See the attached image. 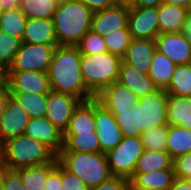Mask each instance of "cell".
I'll return each mask as SVG.
<instances>
[{
	"label": "cell",
	"instance_id": "14",
	"mask_svg": "<svg viewBox=\"0 0 191 190\" xmlns=\"http://www.w3.org/2000/svg\"><path fill=\"white\" fill-rule=\"evenodd\" d=\"M29 119L26 110L10 96L0 119V143L23 135Z\"/></svg>",
	"mask_w": 191,
	"mask_h": 190
},
{
	"label": "cell",
	"instance_id": "17",
	"mask_svg": "<svg viewBox=\"0 0 191 190\" xmlns=\"http://www.w3.org/2000/svg\"><path fill=\"white\" fill-rule=\"evenodd\" d=\"M24 135L44 143L56 154L63 148V132L52 125L46 117L30 118Z\"/></svg>",
	"mask_w": 191,
	"mask_h": 190
},
{
	"label": "cell",
	"instance_id": "29",
	"mask_svg": "<svg viewBox=\"0 0 191 190\" xmlns=\"http://www.w3.org/2000/svg\"><path fill=\"white\" fill-rule=\"evenodd\" d=\"M55 167V163L36 166H26L16 169L25 190H44L48 173Z\"/></svg>",
	"mask_w": 191,
	"mask_h": 190
},
{
	"label": "cell",
	"instance_id": "41",
	"mask_svg": "<svg viewBox=\"0 0 191 190\" xmlns=\"http://www.w3.org/2000/svg\"><path fill=\"white\" fill-rule=\"evenodd\" d=\"M130 180L120 176H111L96 187L89 190H128Z\"/></svg>",
	"mask_w": 191,
	"mask_h": 190
},
{
	"label": "cell",
	"instance_id": "51",
	"mask_svg": "<svg viewBox=\"0 0 191 190\" xmlns=\"http://www.w3.org/2000/svg\"><path fill=\"white\" fill-rule=\"evenodd\" d=\"M114 5H126L129 6L132 0H112Z\"/></svg>",
	"mask_w": 191,
	"mask_h": 190
},
{
	"label": "cell",
	"instance_id": "36",
	"mask_svg": "<svg viewBox=\"0 0 191 190\" xmlns=\"http://www.w3.org/2000/svg\"><path fill=\"white\" fill-rule=\"evenodd\" d=\"M103 38L108 52L121 58L124 56L132 40L129 29H120L116 32H111Z\"/></svg>",
	"mask_w": 191,
	"mask_h": 190
},
{
	"label": "cell",
	"instance_id": "47",
	"mask_svg": "<svg viewBox=\"0 0 191 190\" xmlns=\"http://www.w3.org/2000/svg\"><path fill=\"white\" fill-rule=\"evenodd\" d=\"M182 33L191 42V11H188Z\"/></svg>",
	"mask_w": 191,
	"mask_h": 190
},
{
	"label": "cell",
	"instance_id": "38",
	"mask_svg": "<svg viewBox=\"0 0 191 190\" xmlns=\"http://www.w3.org/2000/svg\"><path fill=\"white\" fill-rule=\"evenodd\" d=\"M0 181L3 190H25L20 174L16 169L0 166Z\"/></svg>",
	"mask_w": 191,
	"mask_h": 190
},
{
	"label": "cell",
	"instance_id": "6",
	"mask_svg": "<svg viewBox=\"0 0 191 190\" xmlns=\"http://www.w3.org/2000/svg\"><path fill=\"white\" fill-rule=\"evenodd\" d=\"M57 161L68 171L76 174L91 189L112 174L104 153L59 152Z\"/></svg>",
	"mask_w": 191,
	"mask_h": 190
},
{
	"label": "cell",
	"instance_id": "32",
	"mask_svg": "<svg viewBox=\"0 0 191 190\" xmlns=\"http://www.w3.org/2000/svg\"><path fill=\"white\" fill-rule=\"evenodd\" d=\"M61 0H21L20 10L28 19H53Z\"/></svg>",
	"mask_w": 191,
	"mask_h": 190
},
{
	"label": "cell",
	"instance_id": "52",
	"mask_svg": "<svg viewBox=\"0 0 191 190\" xmlns=\"http://www.w3.org/2000/svg\"><path fill=\"white\" fill-rule=\"evenodd\" d=\"M128 190H160L154 188H136L131 182L129 183Z\"/></svg>",
	"mask_w": 191,
	"mask_h": 190
},
{
	"label": "cell",
	"instance_id": "11",
	"mask_svg": "<svg viewBox=\"0 0 191 190\" xmlns=\"http://www.w3.org/2000/svg\"><path fill=\"white\" fill-rule=\"evenodd\" d=\"M9 92L48 94L51 91L48 74L39 71H7Z\"/></svg>",
	"mask_w": 191,
	"mask_h": 190
},
{
	"label": "cell",
	"instance_id": "26",
	"mask_svg": "<svg viewBox=\"0 0 191 190\" xmlns=\"http://www.w3.org/2000/svg\"><path fill=\"white\" fill-rule=\"evenodd\" d=\"M176 64L156 50L150 63L148 76L158 88L165 89L171 81Z\"/></svg>",
	"mask_w": 191,
	"mask_h": 190
},
{
	"label": "cell",
	"instance_id": "35",
	"mask_svg": "<svg viewBox=\"0 0 191 190\" xmlns=\"http://www.w3.org/2000/svg\"><path fill=\"white\" fill-rule=\"evenodd\" d=\"M22 45V39L0 30V65L6 70Z\"/></svg>",
	"mask_w": 191,
	"mask_h": 190
},
{
	"label": "cell",
	"instance_id": "19",
	"mask_svg": "<svg viewBox=\"0 0 191 190\" xmlns=\"http://www.w3.org/2000/svg\"><path fill=\"white\" fill-rule=\"evenodd\" d=\"M118 82L129 88L138 98L153 93L158 89L148 74L141 73L124 62L120 66Z\"/></svg>",
	"mask_w": 191,
	"mask_h": 190
},
{
	"label": "cell",
	"instance_id": "24",
	"mask_svg": "<svg viewBox=\"0 0 191 190\" xmlns=\"http://www.w3.org/2000/svg\"><path fill=\"white\" fill-rule=\"evenodd\" d=\"M175 178L174 169H163L149 173H133L130 182L136 188L168 190Z\"/></svg>",
	"mask_w": 191,
	"mask_h": 190
},
{
	"label": "cell",
	"instance_id": "48",
	"mask_svg": "<svg viewBox=\"0 0 191 190\" xmlns=\"http://www.w3.org/2000/svg\"><path fill=\"white\" fill-rule=\"evenodd\" d=\"M4 10L20 8L21 0H1Z\"/></svg>",
	"mask_w": 191,
	"mask_h": 190
},
{
	"label": "cell",
	"instance_id": "37",
	"mask_svg": "<svg viewBox=\"0 0 191 190\" xmlns=\"http://www.w3.org/2000/svg\"><path fill=\"white\" fill-rule=\"evenodd\" d=\"M80 54H100L107 52L104 38L98 33L89 30L76 45Z\"/></svg>",
	"mask_w": 191,
	"mask_h": 190
},
{
	"label": "cell",
	"instance_id": "30",
	"mask_svg": "<svg viewBox=\"0 0 191 190\" xmlns=\"http://www.w3.org/2000/svg\"><path fill=\"white\" fill-rule=\"evenodd\" d=\"M164 90L168 95L191 97V63L176 65L171 81Z\"/></svg>",
	"mask_w": 191,
	"mask_h": 190
},
{
	"label": "cell",
	"instance_id": "50",
	"mask_svg": "<svg viewBox=\"0 0 191 190\" xmlns=\"http://www.w3.org/2000/svg\"><path fill=\"white\" fill-rule=\"evenodd\" d=\"M163 3L189 8L191 0H163Z\"/></svg>",
	"mask_w": 191,
	"mask_h": 190
},
{
	"label": "cell",
	"instance_id": "21",
	"mask_svg": "<svg viewBox=\"0 0 191 190\" xmlns=\"http://www.w3.org/2000/svg\"><path fill=\"white\" fill-rule=\"evenodd\" d=\"M188 8L162 3L158 6L159 34L182 32Z\"/></svg>",
	"mask_w": 191,
	"mask_h": 190
},
{
	"label": "cell",
	"instance_id": "7",
	"mask_svg": "<svg viewBox=\"0 0 191 190\" xmlns=\"http://www.w3.org/2000/svg\"><path fill=\"white\" fill-rule=\"evenodd\" d=\"M143 151L140 137H123L114 149L105 154L112 176L130 180Z\"/></svg>",
	"mask_w": 191,
	"mask_h": 190
},
{
	"label": "cell",
	"instance_id": "4",
	"mask_svg": "<svg viewBox=\"0 0 191 190\" xmlns=\"http://www.w3.org/2000/svg\"><path fill=\"white\" fill-rule=\"evenodd\" d=\"M56 161L57 154L50 147L24 134L2 143L0 164L2 167L18 169Z\"/></svg>",
	"mask_w": 191,
	"mask_h": 190
},
{
	"label": "cell",
	"instance_id": "16",
	"mask_svg": "<svg viewBox=\"0 0 191 190\" xmlns=\"http://www.w3.org/2000/svg\"><path fill=\"white\" fill-rule=\"evenodd\" d=\"M95 99L114 116L132 110L139 98L118 81L103 89Z\"/></svg>",
	"mask_w": 191,
	"mask_h": 190
},
{
	"label": "cell",
	"instance_id": "46",
	"mask_svg": "<svg viewBox=\"0 0 191 190\" xmlns=\"http://www.w3.org/2000/svg\"><path fill=\"white\" fill-rule=\"evenodd\" d=\"M9 97H10V93L6 86L3 90L0 91V119L4 113V110H5Z\"/></svg>",
	"mask_w": 191,
	"mask_h": 190
},
{
	"label": "cell",
	"instance_id": "2",
	"mask_svg": "<svg viewBox=\"0 0 191 190\" xmlns=\"http://www.w3.org/2000/svg\"><path fill=\"white\" fill-rule=\"evenodd\" d=\"M167 93L158 88L139 98L132 110L115 115L123 137H139L142 132L168 124Z\"/></svg>",
	"mask_w": 191,
	"mask_h": 190
},
{
	"label": "cell",
	"instance_id": "15",
	"mask_svg": "<svg viewBox=\"0 0 191 190\" xmlns=\"http://www.w3.org/2000/svg\"><path fill=\"white\" fill-rule=\"evenodd\" d=\"M155 42L157 51L176 65L191 63V42L182 32L158 34Z\"/></svg>",
	"mask_w": 191,
	"mask_h": 190
},
{
	"label": "cell",
	"instance_id": "45",
	"mask_svg": "<svg viewBox=\"0 0 191 190\" xmlns=\"http://www.w3.org/2000/svg\"><path fill=\"white\" fill-rule=\"evenodd\" d=\"M162 3H163V0H132L129 7H132V8H143V7L156 8Z\"/></svg>",
	"mask_w": 191,
	"mask_h": 190
},
{
	"label": "cell",
	"instance_id": "39",
	"mask_svg": "<svg viewBox=\"0 0 191 190\" xmlns=\"http://www.w3.org/2000/svg\"><path fill=\"white\" fill-rule=\"evenodd\" d=\"M62 190H89V188L76 174L62 166Z\"/></svg>",
	"mask_w": 191,
	"mask_h": 190
},
{
	"label": "cell",
	"instance_id": "31",
	"mask_svg": "<svg viewBox=\"0 0 191 190\" xmlns=\"http://www.w3.org/2000/svg\"><path fill=\"white\" fill-rule=\"evenodd\" d=\"M9 93L26 110L30 118L45 117L47 94Z\"/></svg>",
	"mask_w": 191,
	"mask_h": 190
},
{
	"label": "cell",
	"instance_id": "55",
	"mask_svg": "<svg viewBox=\"0 0 191 190\" xmlns=\"http://www.w3.org/2000/svg\"><path fill=\"white\" fill-rule=\"evenodd\" d=\"M0 190H3L2 185H1V181H0Z\"/></svg>",
	"mask_w": 191,
	"mask_h": 190
},
{
	"label": "cell",
	"instance_id": "49",
	"mask_svg": "<svg viewBox=\"0 0 191 190\" xmlns=\"http://www.w3.org/2000/svg\"><path fill=\"white\" fill-rule=\"evenodd\" d=\"M7 70L0 65V91L7 86Z\"/></svg>",
	"mask_w": 191,
	"mask_h": 190
},
{
	"label": "cell",
	"instance_id": "53",
	"mask_svg": "<svg viewBox=\"0 0 191 190\" xmlns=\"http://www.w3.org/2000/svg\"><path fill=\"white\" fill-rule=\"evenodd\" d=\"M3 6H2V3H1V0H0V13L3 11Z\"/></svg>",
	"mask_w": 191,
	"mask_h": 190
},
{
	"label": "cell",
	"instance_id": "18",
	"mask_svg": "<svg viewBox=\"0 0 191 190\" xmlns=\"http://www.w3.org/2000/svg\"><path fill=\"white\" fill-rule=\"evenodd\" d=\"M156 50V42L153 39H132L122 57V62L141 73L148 74Z\"/></svg>",
	"mask_w": 191,
	"mask_h": 190
},
{
	"label": "cell",
	"instance_id": "54",
	"mask_svg": "<svg viewBox=\"0 0 191 190\" xmlns=\"http://www.w3.org/2000/svg\"><path fill=\"white\" fill-rule=\"evenodd\" d=\"M1 147H2V144L0 143V164H1Z\"/></svg>",
	"mask_w": 191,
	"mask_h": 190
},
{
	"label": "cell",
	"instance_id": "12",
	"mask_svg": "<svg viewBox=\"0 0 191 190\" xmlns=\"http://www.w3.org/2000/svg\"><path fill=\"white\" fill-rule=\"evenodd\" d=\"M128 29L132 39H153L159 34L158 7H129Z\"/></svg>",
	"mask_w": 191,
	"mask_h": 190
},
{
	"label": "cell",
	"instance_id": "8",
	"mask_svg": "<svg viewBox=\"0 0 191 190\" xmlns=\"http://www.w3.org/2000/svg\"><path fill=\"white\" fill-rule=\"evenodd\" d=\"M57 45L22 42L7 71H39L47 73Z\"/></svg>",
	"mask_w": 191,
	"mask_h": 190
},
{
	"label": "cell",
	"instance_id": "22",
	"mask_svg": "<svg viewBox=\"0 0 191 190\" xmlns=\"http://www.w3.org/2000/svg\"><path fill=\"white\" fill-rule=\"evenodd\" d=\"M94 99L81 102L74 110L63 135H79L85 132H95Z\"/></svg>",
	"mask_w": 191,
	"mask_h": 190
},
{
	"label": "cell",
	"instance_id": "23",
	"mask_svg": "<svg viewBox=\"0 0 191 190\" xmlns=\"http://www.w3.org/2000/svg\"><path fill=\"white\" fill-rule=\"evenodd\" d=\"M168 125L191 130V97L167 95Z\"/></svg>",
	"mask_w": 191,
	"mask_h": 190
},
{
	"label": "cell",
	"instance_id": "43",
	"mask_svg": "<svg viewBox=\"0 0 191 190\" xmlns=\"http://www.w3.org/2000/svg\"><path fill=\"white\" fill-rule=\"evenodd\" d=\"M93 12L101 11L114 6L112 0H79Z\"/></svg>",
	"mask_w": 191,
	"mask_h": 190
},
{
	"label": "cell",
	"instance_id": "9",
	"mask_svg": "<svg viewBox=\"0 0 191 190\" xmlns=\"http://www.w3.org/2000/svg\"><path fill=\"white\" fill-rule=\"evenodd\" d=\"M95 128L100 143V152L106 154L123 139L115 116L94 98Z\"/></svg>",
	"mask_w": 191,
	"mask_h": 190
},
{
	"label": "cell",
	"instance_id": "10",
	"mask_svg": "<svg viewBox=\"0 0 191 190\" xmlns=\"http://www.w3.org/2000/svg\"><path fill=\"white\" fill-rule=\"evenodd\" d=\"M82 101L72 95L50 91L47 94L45 117L49 122L64 132L74 110Z\"/></svg>",
	"mask_w": 191,
	"mask_h": 190
},
{
	"label": "cell",
	"instance_id": "5",
	"mask_svg": "<svg viewBox=\"0 0 191 190\" xmlns=\"http://www.w3.org/2000/svg\"><path fill=\"white\" fill-rule=\"evenodd\" d=\"M122 58L107 52L81 54V74L86 88L96 97L118 81Z\"/></svg>",
	"mask_w": 191,
	"mask_h": 190
},
{
	"label": "cell",
	"instance_id": "33",
	"mask_svg": "<svg viewBox=\"0 0 191 190\" xmlns=\"http://www.w3.org/2000/svg\"><path fill=\"white\" fill-rule=\"evenodd\" d=\"M27 20L20 8L3 10L0 13V30L22 39Z\"/></svg>",
	"mask_w": 191,
	"mask_h": 190
},
{
	"label": "cell",
	"instance_id": "27",
	"mask_svg": "<svg viewBox=\"0 0 191 190\" xmlns=\"http://www.w3.org/2000/svg\"><path fill=\"white\" fill-rule=\"evenodd\" d=\"M166 152L176 159L191 152V130L183 126L169 125Z\"/></svg>",
	"mask_w": 191,
	"mask_h": 190
},
{
	"label": "cell",
	"instance_id": "28",
	"mask_svg": "<svg viewBox=\"0 0 191 190\" xmlns=\"http://www.w3.org/2000/svg\"><path fill=\"white\" fill-rule=\"evenodd\" d=\"M60 152H100V143L96 132H85L79 135H63V148Z\"/></svg>",
	"mask_w": 191,
	"mask_h": 190
},
{
	"label": "cell",
	"instance_id": "20",
	"mask_svg": "<svg viewBox=\"0 0 191 190\" xmlns=\"http://www.w3.org/2000/svg\"><path fill=\"white\" fill-rule=\"evenodd\" d=\"M22 42L30 44H58L53 19H28Z\"/></svg>",
	"mask_w": 191,
	"mask_h": 190
},
{
	"label": "cell",
	"instance_id": "40",
	"mask_svg": "<svg viewBox=\"0 0 191 190\" xmlns=\"http://www.w3.org/2000/svg\"><path fill=\"white\" fill-rule=\"evenodd\" d=\"M175 176L191 179V152L174 159Z\"/></svg>",
	"mask_w": 191,
	"mask_h": 190
},
{
	"label": "cell",
	"instance_id": "3",
	"mask_svg": "<svg viewBox=\"0 0 191 190\" xmlns=\"http://www.w3.org/2000/svg\"><path fill=\"white\" fill-rule=\"evenodd\" d=\"M93 13L79 0H61L53 15L58 45L76 46L91 30Z\"/></svg>",
	"mask_w": 191,
	"mask_h": 190
},
{
	"label": "cell",
	"instance_id": "34",
	"mask_svg": "<svg viewBox=\"0 0 191 190\" xmlns=\"http://www.w3.org/2000/svg\"><path fill=\"white\" fill-rule=\"evenodd\" d=\"M169 125L142 132L140 137L144 149L151 151H166Z\"/></svg>",
	"mask_w": 191,
	"mask_h": 190
},
{
	"label": "cell",
	"instance_id": "1",
	"mask_svg": "<svg viewBox=\"0 0 191 190\" xmlns=\"http://www.w3.org/2000/svg\"><path fill=\"white\" fill-rule=\"evenodd\" d=\"M47 74L52 91L75 96L82 102L95 98L83 81L77 46L57 45Z\"/></svg>",
	"mask_w": 191,
	"mask_h": 190
},
{
	"label": "cell",
	"instance_id": "13",
	"mask_svg": "<svg viewBox=\"0 0 191 190\" xmlns=\"http://www.w3.org/2000/svg\"><path fill=\"white\" fill-rule=\"evenodd\" d=\"M129 6L113 7L93 13L91 30L102 37L120 29H128Z\"/></svg>",
	"mask_w": 191,
	"mask_h": 190
},
{
	"label": "cell",
	"instance_id": "25",
	"mask_svg": "<svg viewBox=\"0 0 191 190\" xmlns=\"http://www.w3.org/2000/svg\"><path fill=\"white\" fill-rule=\"evenodd\" d=\"M174 160L166 151L144 149L138 158L134 173H149L163 169H174Z\"/></svg>",
	"mask_w": 191,
	"mask_h": 190
},
{
	"label": "cell",
	"instance_id": "44",
	"mask_svg": "<svg viewBox=\"0 0 191 190\" xmlns=\"http://www.w3.org/2000/svg\"><path fill=\"white\" fill-rule=\"evenodd\" d=\"M168 190H191V179L175 176L173 183Z\"/></svg>",
	"mask_w": 191,
	"mask_h": 190
},
{
	"label": "cell",
	"instance_id": "42",
	"mask_svg": "<svg viewBox=\"0 0 191 190\" xmlns=\"http://www.w3.org/2000/svg\"><path fill=\"white\" fill-rule=\"evenodd\" d=\"M44 190H62V165L56 161L55 167L48 173Z\"/></svg>",
	"mask_w": 191,
	"mask_h": 190
}]
</instances>
